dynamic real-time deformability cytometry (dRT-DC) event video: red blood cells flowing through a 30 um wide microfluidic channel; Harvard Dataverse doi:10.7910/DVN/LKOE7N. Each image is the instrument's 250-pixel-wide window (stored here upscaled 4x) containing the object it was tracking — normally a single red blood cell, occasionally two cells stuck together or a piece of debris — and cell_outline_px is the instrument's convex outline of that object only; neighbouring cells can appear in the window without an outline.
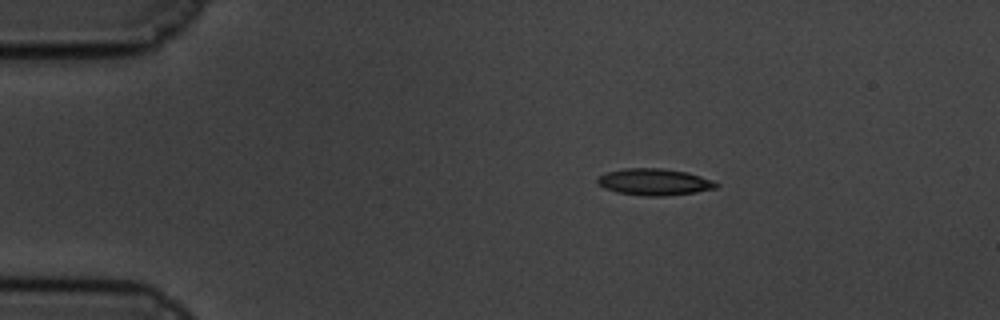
{"species": "common noctule bat (a hibernating species)", "species_latin": "Nyctalus noctula", "temperature_condition": "cold", "stored_images_in_passage": 50, "camera_frame_rate_fps": 3000, "um_per_image_px": 0.085, "animal": {"sex": "male", "body_mass_g": 19.5, "forearm_length_mm": 54.6}, "frame": {"image": 1, "passage_image": 1, "time_ms": 0.0, "image_size_px": [1000, 320], "cell_outline_px": [[720, 184], [716, 188], [696, 192], [664, 196], [648, 196], [616, 192], [604, 188], [596, 180], [600, 176], [608, 172], [624, 168], [660, 168], [688, 172], [712, 180]], "centroid_in_image_um": [55.64, 15.46], "position_along_channel_um": 29.4, "area_um2": 18.32}}
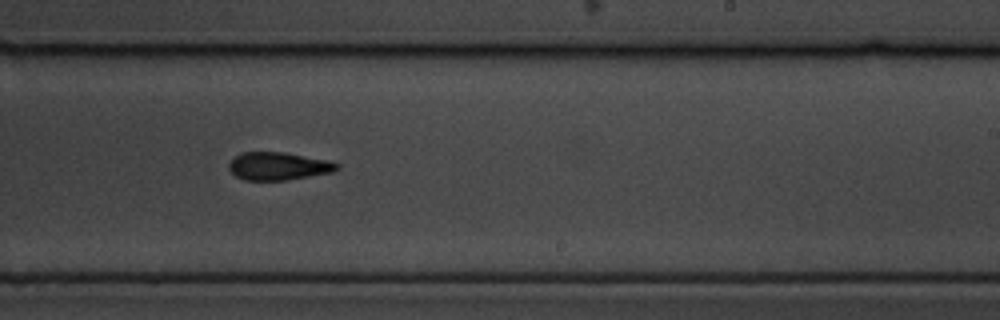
{"frame": {"image": 2, "passage_image": 27, "time_ms": 8.667, "image_size_px": [1000, 320], "cell_outline_px": [[340, 168], [332, 172], [288, 180], [244, 180], [236, 176], [228, 168], [228, 164], [240, 152], [284, 152], [328, 160], [340, 164]], "centroid_in_image_um": [23.67, 14.12], "position_along_channel_um": 265.3, "area_um2": 17.57}}
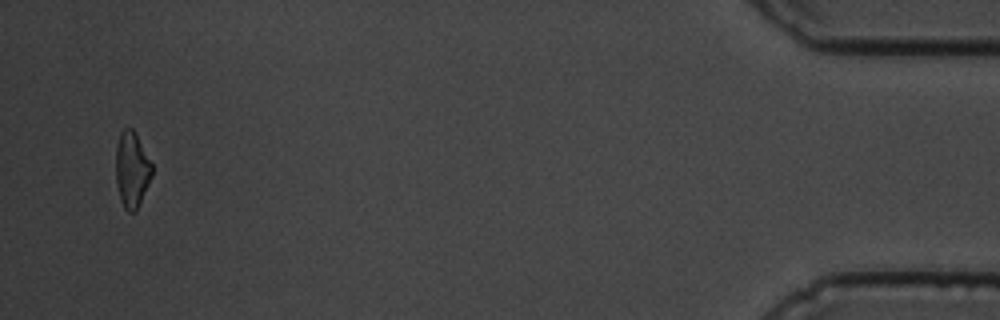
{"frame": {"image": 3, "passage_image": 48, "time_ms": 15.667, "image_size_px": [1000, 320], "cell_outline_px": [[152, 176], [136, 212], [128, 212], [124, 208], [120, 200], [116, 184], [116, 144], [120, 132], [124, 128], [132, 128], [136, 132], [152, 164]], "centroid_in_image_um": [11.2, 14.41], "position_along_channel_um": 424.0, "area_um2": 16.18}, "authors_computed_cell_mechanics": {"area_um2": 17.6579, "velocity_mm_per_s": 3.3927, "shape_relaxation_time_tau1_ms": 2.7472, "shape_relaxation_time_tau2_ms": 5.3422, "deformation_change_tau1": 0.1641, "deformation_change_tau2": 0.1424}}